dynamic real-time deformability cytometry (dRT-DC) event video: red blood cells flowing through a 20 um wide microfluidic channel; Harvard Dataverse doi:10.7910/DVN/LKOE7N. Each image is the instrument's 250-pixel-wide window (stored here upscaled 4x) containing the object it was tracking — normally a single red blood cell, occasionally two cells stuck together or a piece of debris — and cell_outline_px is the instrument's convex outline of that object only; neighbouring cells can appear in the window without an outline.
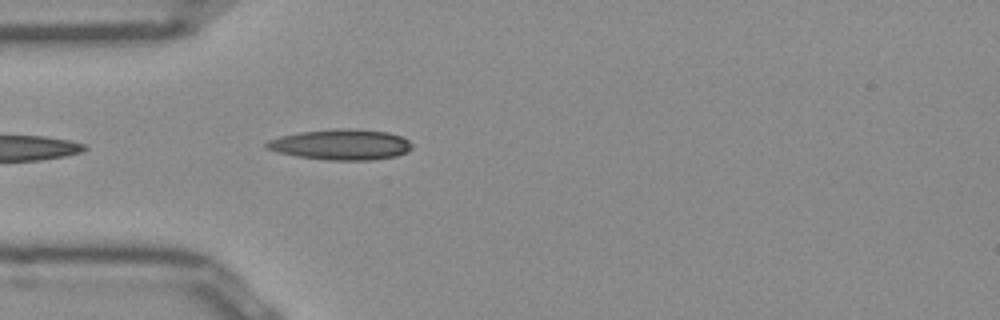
{"species": "Egyptian fruit bat (a non-hibernating species)", "species_latin": "Rousettus aegyptiacus", "temperature_condition": "room temperature", "stored_images_in_passage": 12, "camera_frame_rate_fps": 3000, "um_per_image_px": 0.085, "frame": {"image": 1, "passage_image": 3, "time_ms": 0.667, "image_size_px": [1000, 320], "cell_outline_px": [[412, 148], [408, 152], [396, 156], [372, 160], [328, 160], [296, 156], [276, 152], [264, 148], [264, 144], [268, 140], [280, 136], [300, 132], [336, 128], [348, 128], [388, 132], [400, 136], [408, 140], [412, 144]], "centroid_in_image_um": [28.96, 12.29], "position_along_channel_um": 56.0, "area_um2": 26.13}}